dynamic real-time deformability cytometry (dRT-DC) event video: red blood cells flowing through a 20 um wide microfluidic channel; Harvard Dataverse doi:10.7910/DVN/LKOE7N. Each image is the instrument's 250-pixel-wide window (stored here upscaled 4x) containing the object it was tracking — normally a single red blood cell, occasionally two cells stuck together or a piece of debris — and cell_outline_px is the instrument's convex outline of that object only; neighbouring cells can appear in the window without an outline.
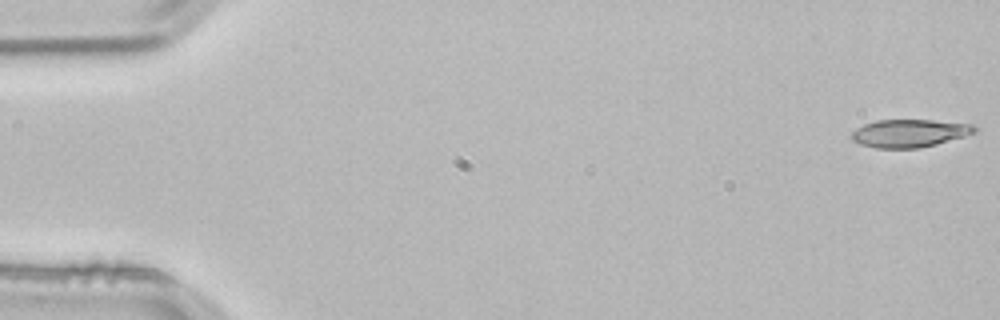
{"species": "common noctule bat (a hibernating species)", "species_latin": "Nyctalus noctula", "temperature_condition": "room temperature", "stored_images_in_passage": 12, "camera_frame_rate_fps": 3000, "um_per_image_px": 0.085, "animal": {"sex": "male", "body_mass_g": 21.5, "forearm_length_mm": 52.0}, "frame": {"image": 1, "passage_image": 1, "time_ms": 0.0, "image_size_px": [1000, 320], "cell_outline_px": [[976, 132], [964, 136], [936, 144], [920, 148], [876, 148], [860, 144], [852, 140], [852, 132], [856, 128], [864, 124], [876, 120], [932, 120], [972, 124], [976, 128]], "centroid_in_image_um": [77.29, 11.32], "position_along_channel_um": 7.7, "area_um2": 19.88}}